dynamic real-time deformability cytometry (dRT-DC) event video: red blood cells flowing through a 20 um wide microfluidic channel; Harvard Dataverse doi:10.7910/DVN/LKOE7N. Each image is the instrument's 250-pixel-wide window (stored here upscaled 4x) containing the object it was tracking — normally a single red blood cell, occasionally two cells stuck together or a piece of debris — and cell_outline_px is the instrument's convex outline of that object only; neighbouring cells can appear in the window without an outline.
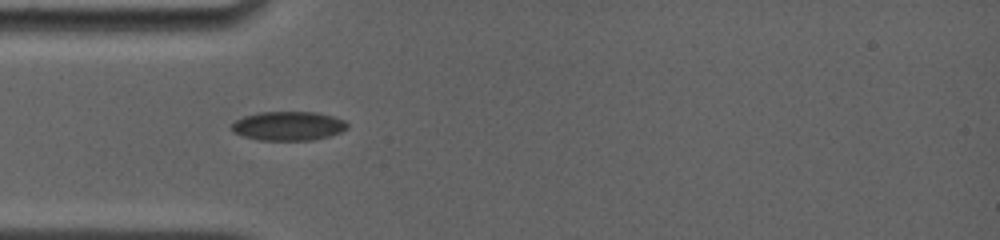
{"species": "common noctule bat (a hibernating species)", "species_latin": "Nyctalus noctula", "temperature_condition": "room temperature", "stored_images_in_passage": 22, "camera_frame_rate_fps": 4000, "um_per_image_px": 0.085, "animal": {"sex": "female", "body_mass_g": 19.0, "forearm_length_mm": 56.7}, "frame": {"image": 1, "passage_image": 1, "time_ms": 0.0, "image_size_px": [1000, 240], "cell_outline_px": [[348, 128], [340, 132], [328, 136], [312, 140], [260, 140], [244, 136], [232, 132], [232, 124], [236, 120], [244, 116], [260, 112], [316, 112], [332, 116], [344, 120], [348, 124]], "centroid_in_image_um": [24.51, 10.7], "position_along_channel_um": 60.5, "area_um2": 19.48}}
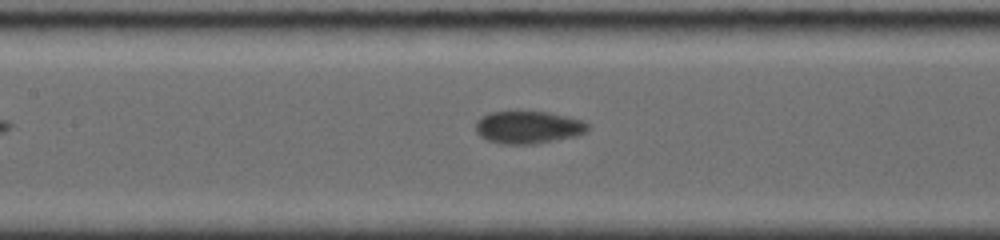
{"frame": {"image": 2, "passage_image": 12, "time_ms": 2.75, "image_size_px": [1000, 240], "cell_outline_px": [[588, 128], [584, 132], [576, 136], [532, 144], [500, 144], [488, 140], [480, 136], [476, 132], [476, 120], [480, 116], [488, 112], [516, 108], [548, 112], [584, 120], [588, 124]], "centroid_in_image_um": [44.83, 10.76], "position_along_channel_um": 162.6, "area_um2": 22.08}}
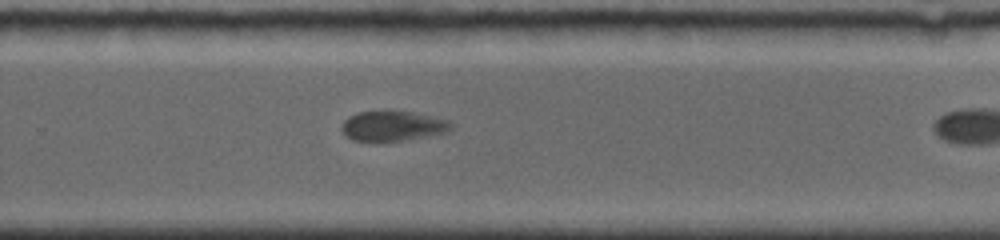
{"frame": {"image": 3, "passage_image": 21, "time_ms": 5.0, "image_size_px": [1000, 240], "cell_outline_px": [[452, 128], [448, 132], [400, 140], [352, 140], [344, 136], [340, 128], [344, 120], [348, 116], [360, 112], [412, 112], [448, 120], [452, 124]], "centroid_in_image_um": [33.34, 10.71], "position_along_channel_um": 296.5, "area_um2": 18.61}}